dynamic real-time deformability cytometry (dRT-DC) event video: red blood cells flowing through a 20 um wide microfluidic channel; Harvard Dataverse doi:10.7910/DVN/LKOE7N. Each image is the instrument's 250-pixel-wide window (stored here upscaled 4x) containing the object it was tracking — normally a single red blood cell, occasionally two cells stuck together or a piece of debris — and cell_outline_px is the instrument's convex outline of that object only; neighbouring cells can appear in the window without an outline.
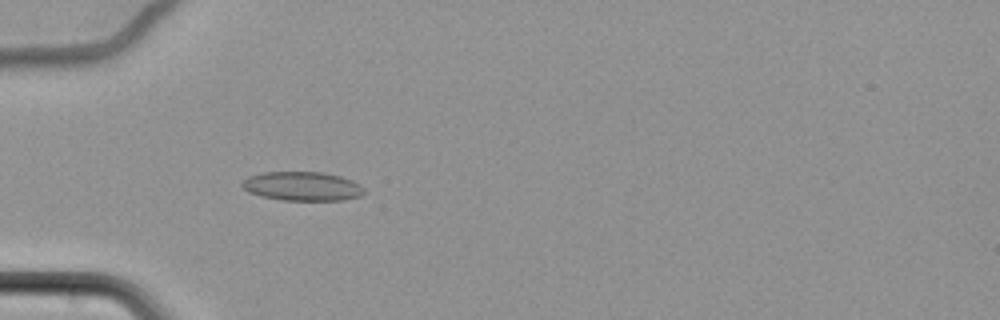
{"species": "common noctule bat (a hibernating species)", "species_latin": "Nyctalus noctula", "temperature_condition": "cold", "stored_images_in_passage": 53, "camera_frame_rate_fps": 3000, "um_per_image_px": 0.085, "animal": {"sex": "female", "body_mass_g": 22.7, "forearm_length_mm": 54.2}, "frame": {"image": 1, "passage_image": 12, "time_ms": 3.667, "image_size_px": [1000, 320], "cell_outline_px": [[364, 192], [360, 196], [344, 200], [280, 200], [260, 196], [248, 192], [240, 184], [248, 176], [264, 172], [320, 172], [340, 176], [352, 180], [360, 184], [364, 188]], "centroid_in_image_um": [25.69, 15.83], "position_along_channel_um": 59.3, "area_um2": 20.69}}
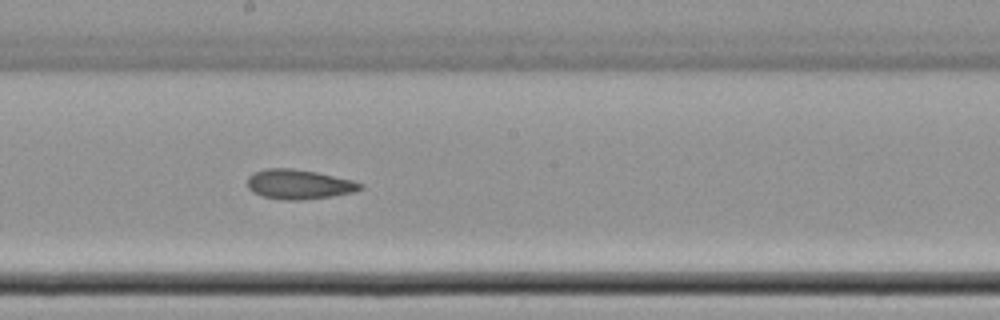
{"frame": {"image": 2, "passage_image": 27, "time_ms": 8.667, "image_size_px": [1000, 320], "cell_outline_px": [[364, 188], [356, 192], [332, 196], [300, 200], [284, 200], [264, 196], [252, 192], [248, 188], [248, 176], [252, 172], [264, 168], [292, 168], [316, 172], [352, 180], [364, 184]], "centroid_in_image_um": [25.41, 15.66], "position_along_channel_um": 222.8, "area_um2": 19.65}}
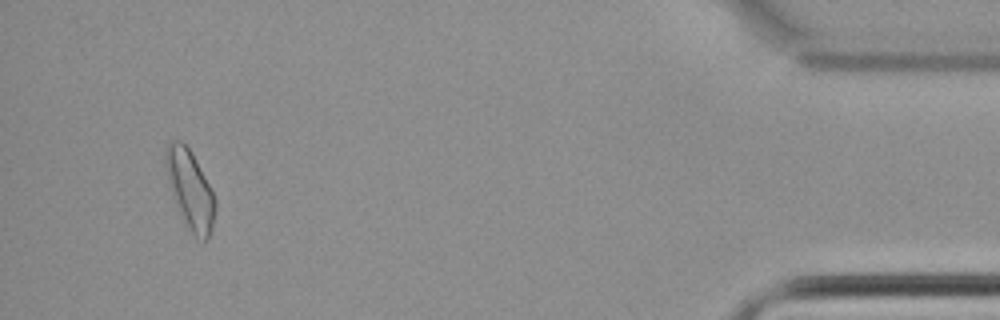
{"frame": {"image": 3, "passage_image": 50, "time_ms": 16.333, "image_size_px": [1000, 320], "cell_outline_px": [[216, 208], [212, 228], [208, 240], [204, 240], [196, 236], [184, 224], [176, 208], [168, 180], [164, 164], [164, 148], [168, 140], [180, 140], [192, 152], [216, 200]], "centroid_in_image_um": [16.12, 16.09], "position_along_channel_um": 419.1, "area_um2": 22.89}, "authors_computed_cell_mechanics": {"area_um2": 19.7676, "velocity_mm_per_s": 3.4634, "shape_relaxation_time_tau1_ms": null, "shape_relaxation_time_tau2_ms": 4.9187, "deformation_change_tau1": null, "deformation_change_tau2": 0.0993}}